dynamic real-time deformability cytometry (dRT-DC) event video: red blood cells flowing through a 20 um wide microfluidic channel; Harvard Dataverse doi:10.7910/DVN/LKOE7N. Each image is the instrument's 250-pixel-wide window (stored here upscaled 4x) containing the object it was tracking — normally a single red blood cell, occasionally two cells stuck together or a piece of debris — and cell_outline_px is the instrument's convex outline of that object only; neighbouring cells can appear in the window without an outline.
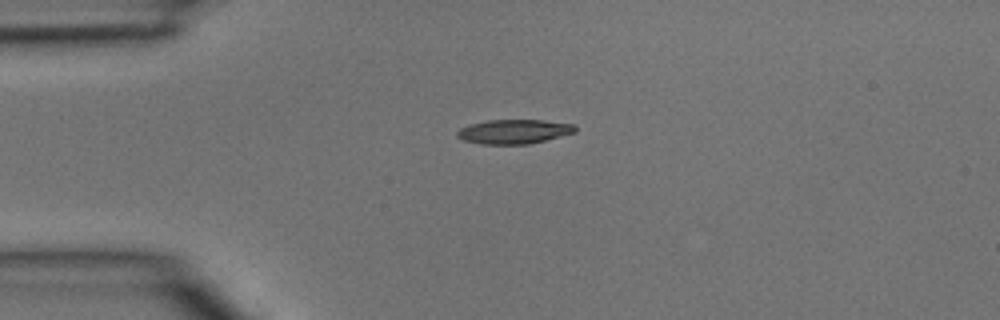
{"species": "common noctule bat (a hibernating species)", "species_latin": "Nyctalus noctula", "temperature_condition": "room temperature", "stored_images_in_passage": 1, "camera_frame_rate_fps": 3000, "um_per_image_px": 0.085, "animal": {"sex": "male", "body_mass_g": 15.6}, "frame": {"image": 1, "passage_image": 1, "time_ms": 0.0, "image_size_px": [1000, 320], "cell_outline_px": [[576, 132], [528, 144], [480, 144], [464, 140], [456, 136], [456, 132], [460, 128], [468, 124], [488, 120], [544, 120], [572, 124], [576, 128]], "centroid_in_image_um": [43.64, 11.18], "position_along_channel_um": 41.4, "area_um2": 16.65}}